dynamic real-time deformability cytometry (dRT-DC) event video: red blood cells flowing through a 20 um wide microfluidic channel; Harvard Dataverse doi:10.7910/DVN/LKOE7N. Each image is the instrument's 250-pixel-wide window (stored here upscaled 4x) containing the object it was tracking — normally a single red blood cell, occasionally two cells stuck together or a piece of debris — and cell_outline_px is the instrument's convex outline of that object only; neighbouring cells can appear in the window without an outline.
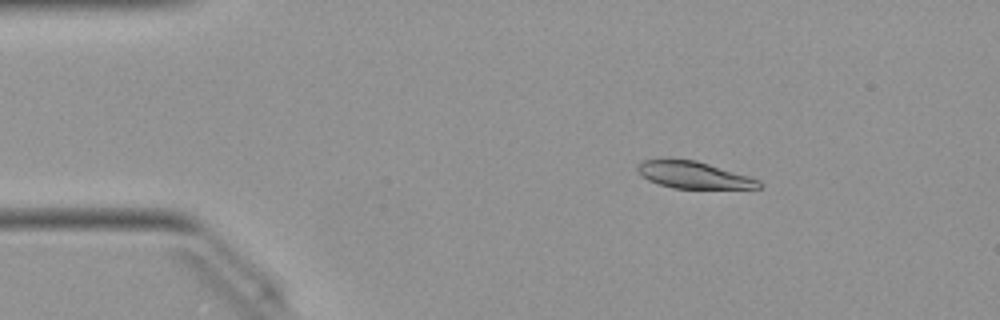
{"species": "Egyptian fruit bat (a non-hibernating species)", "species_latin": "Rousettus aegyptiacus", "temperature_condition": "warm", "stored_images_in_passage": 49, "camera_frame_rate_fps": 3000, "um_per_image_px": 0.085, "animal": {"sex": "female"}, "frame": {"image": 1, "passage_image": 7, "time_ms": 2.0, "image_size_px": [1000, 320], "cell_outline_px": [[760, 188], [672, 188], [648, 180], [640, 176], [636, 168], [636, 164], [644, 160], [668, 156], [696, 160], [748, 176], [760, 180]], "centroid_in_image_um": [58.84, 14.83], "position_along_channel_um": 26.2, "area_um2": 19.42}}
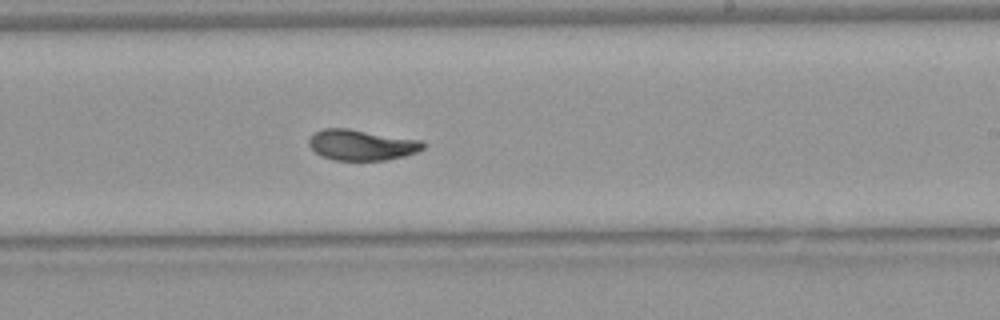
{"frame": {"image": 2, "passage_image": 29, "time_ms": 9.333, "image_size_px": [1000, 320], "cell_outline_px": [[424, 148], [416, 152], [404, 156], [384, 160], [332, 160], [320, 156], [308, 144], [308, 140], [316, 132], [324, 128], [348, 128], [420, 140], [424, 144]], "centroid_in_image_um": [30.71, 12.32], "position_along_channel_um": 258.3, "area_um2": 20.29}}
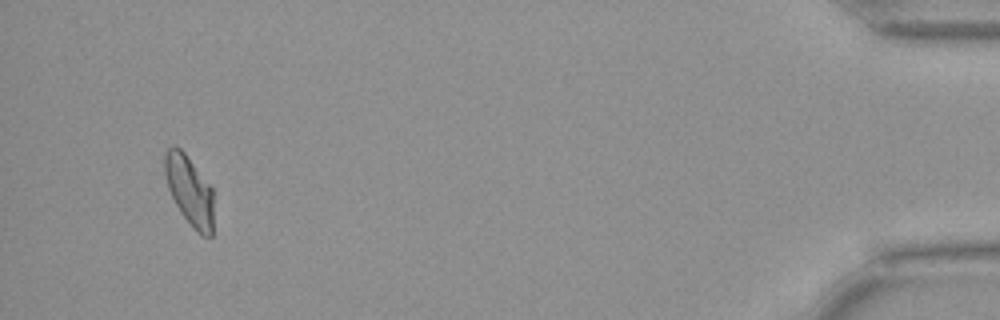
{"frame": {"image": 3, "passage_image": 47, "time_ms": 15.333, "image_size_px": [1000, 320], "cell_outline_px": [[212, 236], [200, 236], [192, 228], [180, 212], [168, 188], [164, 176], [164, 152], [172, 144], [176, 144], [184, 152], [212, 188]], "centroid_in_image_um": [16.06, 16.18], "position_along_channel_um": 419.1, "area_um2": 19.88}, "authors_computed_cell_mechanics": {"area_um2": 20.4034, "velocity_mm_per_s": 4.0151, "shape_relaxation_time_tau1_ms": 4.9879, "shape_relaxation_time_tau2_ms": 1.2501, "deformation_change_tau1": 0.2056, "deformation_change_tau2": 0.0476}}